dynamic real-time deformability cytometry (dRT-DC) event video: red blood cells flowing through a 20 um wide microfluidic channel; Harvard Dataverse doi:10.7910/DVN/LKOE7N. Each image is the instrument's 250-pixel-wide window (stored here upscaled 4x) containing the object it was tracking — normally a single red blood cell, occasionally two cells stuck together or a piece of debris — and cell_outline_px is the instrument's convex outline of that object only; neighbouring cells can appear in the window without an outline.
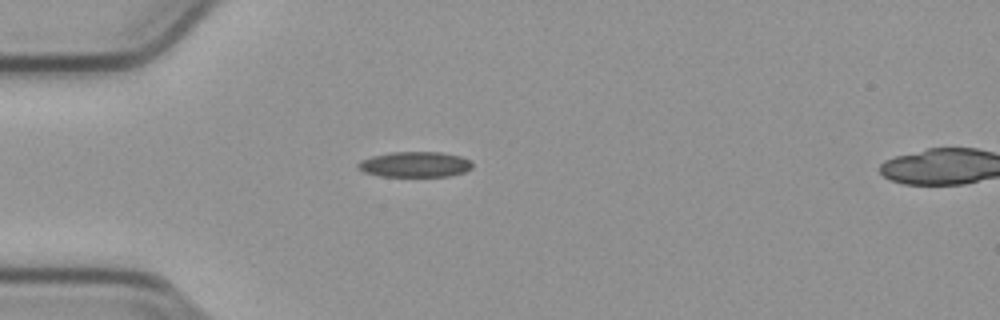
{"species": "common noctule bat (a hibernating species)", "species_latin": "Nyctalus noctula", "temperature_condition": "cold", "stored_images_in_passage": 40, "camera_frame_rate_fps": 3000, "um_per_image_px": 0.085, "animal": {"sex": "male", "body_mass_g": 23.1, "forearm_length_mm": 52.7}, "frame": {"image": 1, "passage_image": 1, "time_ms": 0.0, "image_size_px": [1000, 320], "cell_outline_px": [[472, 168], [464, 172], [448, 176], [380, 176], [364, 172], [356, 168], [356, 164], [360, 160], [372, 156], [392, 152], [440, 152], [460, 156], [468, 160], [472, 164]], "centroid_in_image_um": [35.22, 13.97], "position_along_channel_um": 49.8, "area_um2": 16.94}}
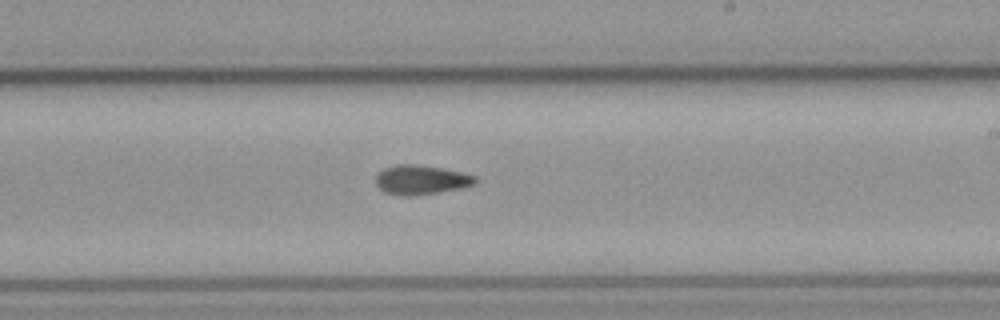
{"frame": {"image": 2, "passage_image": 18, "time_ms": 5.667, "image_size_px": [1000, 320], "cell_outline_px": [[476, 180], [472, 184], [460, 188], [412, 196], [400, 196], [384, 192], [376, 184], [376, 176], [384, 168], [400, 164], [416, 164], [440, 168], [460, 172], [476, 176]], "centroid_in_image_um": [35.74, 15.29], "position_along_channel_um": 253.3, "area_um2": 16.7}}
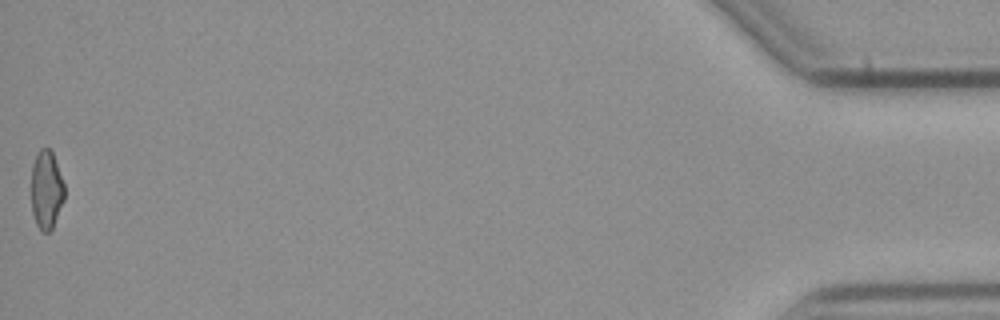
{"frame": {"image": 3, "passage_image": 40, "time_ms": 13.0, "image_size_px": [1000, 320], "cell_outline_px": [[64, 200], [52, 228], [48, 232], [40, 232], [36, 224], [32, 212], [32, 164], [40, 148], [48, 148], [52, 152], [64, 184]], "centroid_in_image_um": [3.94, 16.16], "position_along_channel_um": 431.3, "area_um2": 15.03}, "authors_computed_cell_mechanics": {"area_um2": 16.473, "velocity_mm_per_s": 3.8166, "shape_relaxation_time_tau1_ms": null, "shape_relaxation_time_tau2_ms": 8.5346, "deformation_change_tau1": null, "deformation_change_tau2": 0.1647}}